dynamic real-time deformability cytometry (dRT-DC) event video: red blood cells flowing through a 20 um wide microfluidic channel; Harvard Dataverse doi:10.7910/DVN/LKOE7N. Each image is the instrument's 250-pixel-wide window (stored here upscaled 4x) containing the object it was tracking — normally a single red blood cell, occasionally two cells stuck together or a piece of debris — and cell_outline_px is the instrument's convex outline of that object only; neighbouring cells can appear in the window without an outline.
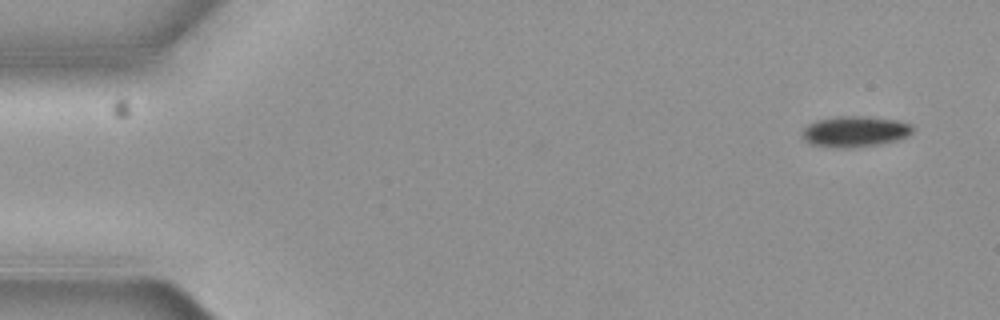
{"species": "common noctule bat (a hibernating species)", "species_latin": "Nyctalus noctula", "temperature_condition": "cold", "stored_images_in_passage": 3, "camera_frame_rate_fps": 3000, "um_per_image_px": 0.085, "animal": {"sex": "female", "body_mass_g": 19.3, "forearm_length_mm": 54.1}, "frame": {"image": 1, "passage_image": 1, "time_ms": 0.0, "image_size_px": [1000, 320], "cell_outline_px": [[912, 132], [904, 136], [892, 140], [876, 144], [812, 144], [804, 140], [800, 136], [800, 132], [808, 124], [816, 120], [836, 116], [864, 116], [900, 120], [912, 124]], "centroid_in_image_um": [72.64, 11.09], "position_along_channel_um": 12.4, "area_um2": 18.67}}